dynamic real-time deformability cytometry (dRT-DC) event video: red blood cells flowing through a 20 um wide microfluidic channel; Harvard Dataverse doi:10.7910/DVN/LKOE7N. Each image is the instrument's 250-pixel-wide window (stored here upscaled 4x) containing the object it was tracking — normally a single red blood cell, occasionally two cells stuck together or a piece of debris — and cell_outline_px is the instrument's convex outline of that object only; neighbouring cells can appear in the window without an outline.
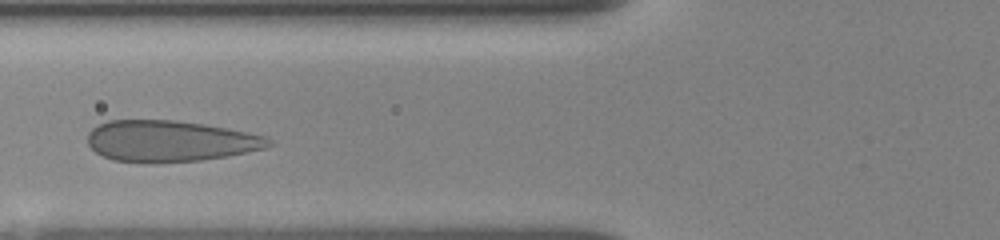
{"species": "human", "species_latin": "Homo sapiens", "temperature_condition": "room temperature", "stored_images_in_passage": 24, "camera_frame_rate_fps": 3000, "um_per_image_px": 0.085, "donor": {"sex": "female"}, "frame": {"image": 1, "passage_image": 9, "time_ms": 2.333, "image_size_px": [1000, 240], "cell_outline_px": [[276, 144], [264, 148], [228, 156], [200, 160], [152, 164], [148, 164], [112, 160], [96, 152], [88, 144], [88, 132], [92, 128], [108, 120], [172, 120], [204, 124], [248, 132], [264, 136]], "centroid_in_image_um": [14.43, 12.0], "position_along_channel_um": 111.4, "area_um2": 43.7}}
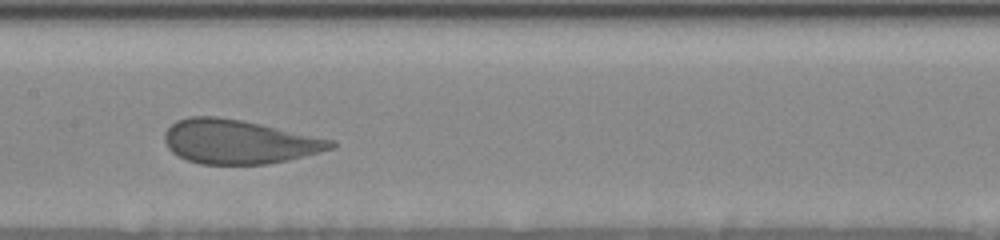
{"frame": {"image": 2, "passage_image": 14, "time_ms": 4.333, "image_size_px": [1000, 240], "cell_outline_px": [[336, 144], [332, 148], [304, 156], [288, 160], [268, 164], [200, 164], [188, 160], [172, 152], [168, 148], [164, 140], [164, 132], [176, 120], [188, 116], [216, 116], [240, 120], [260, 124], [336, 140]], "centroid_in_image_um": [20.28, 12.04], "position_along_channel_um": 187.1, "area_um2": 42.6}}
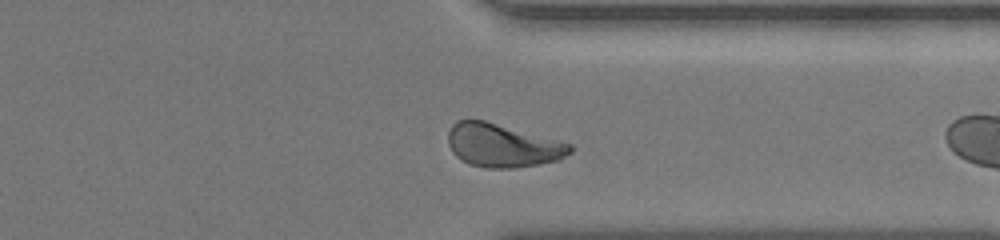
{"frame": {"image": 3, "passage_image": 23, "time_ms": 8.0, "image_size_px": [1000, 240], "cell_outline_px": [[572, 152], [560, 160], [516, 168], [484, 168], [468, 164], [460, 160], [452, 152], [448, 144], [448, 132], [452, 124], [456, 120], [468, 116], [484, 120], [572, 144]], "centroid_in_image_um": [42.66, 12.35], "position_along_channel_um": 368.7, "area_um2": 31.33}}